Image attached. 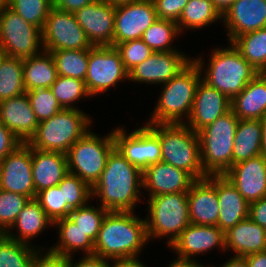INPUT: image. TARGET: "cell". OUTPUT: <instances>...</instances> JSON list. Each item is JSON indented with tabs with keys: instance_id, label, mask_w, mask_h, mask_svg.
<instances>
[{
	"instance_id": "obj_34",
	"label": "cell",
	"mask_w": 266,
	"mask_h": 267,
	"mask_svg": "<svg viewBox=\"0 0 266 267\" xmlns=\"http://www.w3.org/2000/svg\"><path fill=\"white\" fill-rule=\"evenodd\" d=\"M231 43L258 73H266V27L237 36Z\"/></svg>"
},
{
	"instance_id": "obj_6",
	"label": "cell",
	"mask_w": 266,
	"mask_h": 267,
	"mask_svg": "<svg viewBox=\"0 0 266 267\" xmlns=\"http://www.w3.org/2000/svg\"><path fill=\"white\" fill-rule=\"evenodd\" d=\"M91 120L90 114L78 108L63 109L40 121L35 135L27 144L38 150L67 154L70 147L90 130Z\"/></svg>"
},
{
	"instance_id": "obj_25",
	"label": "cell",
	"mask_w": 266,
	"mask_h": 267,
	"mask_svg": "<svg viewBox=\"0 0 266 267\" xmlns=\"http://www.w3.org/2000/svg\"><path fill=\"white\" fill-rule=\"evenodd\" d=\"M32 178L36 194L57 186L69 172L67 154L42 151L31 147Z\"/></svg>"
},
{
	"instance_id": "obj_23",
	"label": "cell",
	"mask_w": 266,
	"mask_h": 267,
	"mask_svg": "<svg viewBox=\"0 0 266 267\" xmlns=\"http://www.w3.org/2000/svg\"><path fill=\"white\" fill-rule=\"evenodd\" d=\"M142 179L144 190L149 192L148 197L188 192L195 181L188 172L162 161L146 168Z\"/></svg>"
},
{
	"instance_id": "obj_39",
	"label": "cell",
	"mask_w": 266,
	"mask_h": 267,
	"mask_svg": "<svg viewBox=\"0 0 266 267\" xmlns=\"http://www.w3.org/2000/svg\"><path fill=\"white\" fill-rule=\"evenodd\" d=\"M63 109H77L73 104L80 98L90 97L84 80L58 75L50 87Z\"/></svg>"
},
{
	"instance_id": "obj_35",
	"label": "cell",
	"mask_w": 266,
	"mask_h": 267,
	"mask_svg": "<svg viewBox=\"0 0 266 267\" xmlns=\"http://www.w3.org/2000/svg\"><path fill=\"white\" fill-rule=\"evenodd\" d=\"M24 93L23 59L3 55L0 59V102Z\"/></svg>"
},
{
	"instance_id": "obj_19",
	"label": "cell",
	"mask_w": 266,
	"mask_h": 267,
	"mask_svg": "<svg viewBox=\"0 0 266 267\" xmlns=\"http://www.w3.org/2000/svg\"><path fill=\"white\" fill-rule=\"evenodd\" d=\"M250 204L266 197V157L258 155L233 164L224 174Z\"/></svg>"
},
{
	"instance_id": "obj_59",
	"label": "cell",
	"mask_w": 266,
	"mask_h": 267,
	"mask_svg": "<svg viewBox=\"0 0 266 267\" xmlns=\"http://www.w3.org/2000/svg\"><path fill=\"white\" fill-rule=\"evenodd\" d=\"M103 2H106L110 5H120V4H125V3H130L138 0H101Z\"/></svg>"
},
{
	"instance_id": "obj_7",
	"label": "cell",
	"mask_w": 266,
	"mask_h": 267,
	"mask_svg": "<svg viewBox=\"0 0 266 267\" xmlns=\"http://www.w3.org/2000/svg\"><path fill=\"white\" fill-rule=\"evenodd\" d=\"M239 119L230 110L198 131L204 173L224 175L232 167V152Z\"/></svg>"
},
{
	"instance_id": "obj_16",
	"label": "cell",
	"mask_w": 266,
	"mask_h": 267,
	"mask_svg": "<svg viewBox=\"0 0 266 267\" xmlns=\"http://www.w3.org/2000/svg\"><path fill=\"white\" fill-rule=\"evenodd\" d=\"M186 56L181 50L154 52L129 72V80L151 85L164 84L182 71L194 58Z\"/></svg>"
},
{
	"instance_id": "obj_10",
	"label": "cell",
	"mask_w": 266,
	"mask_h": 267,
	"mask_svg": "<svg viewBox=\"0 0 266 267\" xmlns=\"http://www.w3.org/2000/svg\"><path fill=\"white\" fill-rule=\"evenodd\" d=\"M41 49V29L8 6L0 12V51L4 55L25 59L40 54Z\"/></svg>"
},
{
	"instance_id": "obj_3",
	"label": "cell",
	"mask_w": 266,
	"mask_h": 267,
	"mask_svg": "<svg viewBox=\"0 0 266 267\" xmlns=\"http://www.w3.org/2000/svg\"><path fill=\"white\" fill-rule=\"evenodd\" d=\"M201 73L192 60L176 76L162 84L160 98L146 124H185L192 112L196 88L202 79Z\"/></svg>"
},
{
	"instance_id": "obj_60",
	"label": "cell",
	"mask_w": 266,
	"mask_h": 267,
	"mask_svg": "<svg viewBox=\"0 0 266 267\" xmlns=\"http://www.w3.org/2000/svg\"><path fill=\"white\" fill-rule=\"evenodd\" d=\"M7 7V0H0V12Z\"/></svg>"
},
{
	"instance_id": "obj_24",
	"label": "cell",
	"mask_w": 266,
	"mask_h": 267,
	"mask_svg": "<svg viewBox=\"0 0 266 267\" xmlns=\"http://www.w3.org/2000/svg\"><path fill=\"white\" fill-rule=\"evenodd\" d=\"M0 122L22 143L30 141L35 135L39 121L27 93L0 102Z\"/></svg>"
},
{
	"instance_id": "obj_40",
	"label": "cell",
	"mask_w": 266,
	"mask_h": 267,
	"mask_svg": "<svg viewBox=\"0 0 266 267\" xmlns=\"http://www.w3.org/2000/svg\"><path fill=\"white\" fill-rule=\"evenodd\" d=\"M57 186L62 189L63 203H66L71 211L89 204L90 199H93L92 187L70 172Z\"/></svg>"
},
{
	"instance_id": "obj_54",
	"label": "cell",
	"mask_w": 266,
	"mask_h": 267,
	"mask_svg": "<svg viewBox=\"0 0 266 267\" xmlns=\"http://www.w3.org/2000/svg\"><path fill=\"white\" fill-rule=\"evenodd\" d=\"M194 259L195 257L193 259L178 257L176 260L170 263L168 267H205L204 265L199 264L197 260ZM208 267H213V266H208Z\"/></svg>"
},
{
	"instance_id": "obj_13",
	"label": "cell",
	"mask_w": 266,
	"mask_h": 267,
	"mask_svg": "<svg viewBox=\"0 0 266 267\" xmlns=\"http://www.w3.org/2000/svg\"><path fill=\"white\" fill-rule=\"evenodd\" d=\"M121 127L114 129L115 148L142 172L151 164L161 161L159 138L146 126L128 132Z\"/></svg>"
},
{
	"instance_id": "obj_52",
	"label": "cell",
	"mask_w": 266,
	"mask_h": 267,
	"mask_svg": "<svg viewBox=\"0 0 266 267\" xmlns=\"http://www.w3.org/2000/svg\"><path fill=\"white\" fill-rule=\"evenodd\" d=\"M94 0H52V6L63 11L75 13L82 7L89 5Z\"/></svg>"
},
{
	"instance_id": "obj_2",
	"label": "cell",
	"mask_w": 266,
	"mask_h": 267,
	"mask_svg": "<svg viewBox=\"0 0 266 267\" xmlns=\"http://www.w3.org/2000/svg\"><path fill=\"white\" fill-rule=\"evenodd\" d=\"M134 214V211H108L94 242L93 254L111 262L139 257L149 239L145 219Z\"/></svg>"
},
{
	"instance_id": "obj_44",
	"label": "cell",
	"mask_w": 266,
	"mask_h": 267,
	"mask_svg": "<svg viewBox=\"0 0 266 267\" xmlns=\"http://www.w3.org/2000/svg\"><path fill=\"white\" fill-rule=\"evenodd\" d=\"M26 93L39 122L63 110L50 88H38Z\"/></svg>"
},
{
	"instance_id": "obj_53",
	"label": "cell",
	"mask_w": 266,
	"mask_h": 267,
	"mask_svg": "<svg viewBox=\"0 0 266 267\" xmlns=\"http://www.w3.org/2000/svg\"><path fill=\"white\" fill-rule=\"evenodd\" d=\"M248 267H266V250L244 256Z\"/></svg>"
},
{
	"instance_id": "obj_21",
	"label": "cell",
	"mask_w": 266,
	"mask_h": 267,
	"mask_svg": "<svg viewBox=\"0 0 266 267\" xmlns=\"http://www.w3.org/2000/svg\"><path fill=\"white\" fill-rule=\"evenodd\" d=\"M178 257L193 259L219 247L225 250V232L218 226L195 225L190 223L169 246Z\"/></svg>"
},
{
	"instance_id": "obj_61",
	"label": "cell",
	"mask_w": 266,
	"mask_h": 267,
	"mask_svg": "<svg viewBox=\"0 0 266 267\" xmlns=\"http://www.w3.org/2000/svg\"><path fill=\"white\" fill-rule=\"evenodd\" d=\"M4 54L0 51V59H1V57L3 56Z\"/></svg>"
},
{
	"instance_id": "obj_48",
	"label": "cell",
	"mask_w": 266,
	"mask_h": 267,
	"mask_svg": "<svg viewBox=\"0 0 266 267\" xmlns=\"http://www.w3.org/2000/svg\"><path fill=\"white\" fill-rule=\"evenodd\" d=\"M39 248L40 250L38 249L32 257L30 267H67V257L54 253L49 249H46L48 251L45 253L43 251L45 249Z\"/></svg>"
},
{
	"instance_id": "obj_41",
	"label": "cell",
	"mask_w": 266,
	"mask_h": 267,
	"mask_svg": "<svg viewBox=\"0 0 266 267\" xmlns=\"http://www.w3.org/2000/svg\"><path fill=\"white\" fill-rule=\"evenodd\" d=\"M7 6L25 21L43 30L52 6V0H7Z\"/></svg>"
},
{
	"instance_id": "obj_47",
	"label": "cell",
	"mask_w": 266,
	"mask_h": 267,
	"mask_svg": "<svg viewBox=\"0 0 266 267\" xmlns=\"http://www.w3.org/2000/svg\"><path fill=\"white\" fill-rule=\"evenodd\" d=\"M158 19L178 22L189 0H152Z\"/></svg>"
},
{
	"instance_id": "obj_42",
	"label": "cell",
	"mask_w": 266,
	"mask_h": 267,
	"mask_svg": "<svg viewBox=\"0 0 266 267\" xmlns=\"http://www.w3.org/2000/svg\"><path fill=\"white\" fill-rule=\"evenodd\" d=\"M87 205L89 204L72 210L68 218L95 242L108 210L101 205L99 207Z\"/></svg>"
},
{
	"instance_id": "obj_27",
	"label": "cell",
	"mask_w": 266,
	"mask_h": 267,
	"mask_svg": "<svg viewBox=\"0 0 266 267\" xmlns=\"http://www.w3.org/2000/svg\"><path fill=\"white\" fill-rule=\"evenodd\" d=\"M234 256H246L266 250L265 228L249 217L238 222L225 232V250Z\"/></svg>"
},
{
	"instance_id": "obj_49",
	"label": "cell",
	"mask_w": 266,
	"mask_h": 267,
	"mask_svg": "<svg viewBox=\"0 0 266 267\" xmlns=\"http://www.w3.org/2000/svg\"><path fill=\"white\" fill-rule=\"evenodd\" d=\"M22 142L0 122V162Z\"/></svg>"
},
{
	"instance_id": "obj_9",
	"label": "cell",
	"mask_w": 266,
	"mask_h": 267,
	"mask_svg": "<svg viewBox=\"0 0 266 267\" xmlns=\"http://www.w3.org/2000/svg\"><path fill=\"white\" fill-rule=\"evenodd\" d=\"M114 148V130L104 137L88 130L67 152L69 172L93 187L100 179L108 155Z\"/></svg>"
},
{
	"instance_id": "obj_15",
	"label": "cell",
	"mask_w": 266,
	"mask_h": 267,
	"mask_svg": "<svg viewBox=\"0 0 266 267\" xmlns=\"http://www.w3.org/2000/svg\"><path fill=\"white\" fill-rule=\"evenodd\" d=\"M0 184L2 190L35 198L32 152L27 143L19 145L0 162Z\"/></svg>"
},
{
	"instance_id": "obj_18",
	"label": "cell",
	"mask_w": 266,
	"mask_h": 267,
	"mask_svg": "<svg viewBox=\"0 0 266 267\" xmlns=\"http://www.w3.org/2000/svg\"><path fill=\"white\" fill-rule=\"evenodd\" d=\"M189 219L195 225L217 226V175L195 180L187 192Z\"/></svg>"
},
{
	"instance_id": "obj_4",
	"label": "cell",
	"mask_w": 266,
	"mask_h": 267,
	"mask_svg": "<svg viewBox=\"0 0 266 267\" xmlns=\"http://www.w3.org/2000/svg\"><path fill=\"white\" fill-rule=\"evenodd\" d=\"M228 44L227 48L213 50L206 70L203 68L205 66L203 57L193 60L200 71L204 72L201 73L204 76L202 80L232 100L259 73L241 56L232 43Z\"/></svg>"
},
{
	"instance_id": "obj_45",
	"label": "cell",
	"mask_w": 266,
	"mask_h": 267,
	"mask_svg": "<svg viewBox=\"0 0 266 267\" xmlns=\"http://www.w3.org/2000/svg\"><path fill=\"white\" fill-rule=\"evenodd\" d=\"M35 199L53 222L68 217L71 212L67 204L63 203L62 189L58 186L38 192Z\"/></svg>"
},
{
	"instance_id": "obj_56",
	"label": "cell",
	"mask_w": 266,
	"mask_h": 267,
	"mask_svg": "<svg viewBox=\"0 0 266 267\" xmlns=\"http://www.w3.org/2000/svg\"><path fill=\"white\" fill-rule=\"evenodd\" d=\"M220 267H248L246 258L243 256H233Z\"/></svg>"
},
{
	"instance_id": "obj_12",
	"label": "cell",
	"mask_w": 266,
	"mask_h": 267,
	"mask_svg": "<svg viewBox=\"0 0 266 267\" xmlns=\"http://www.w3.org/2000/svg\"><path fill=\"white\" fill-rule=\"evenodd\" d=\"M42 45L45 51L89 50L92 47L74 13L55 7L50 9L46 18L42 30Z\"/></svg>"
},
{
	"instance_id": "obj_46",
	"label": "cell",
	"mask_w": 266,
	"mask_h": 267,
	"mask_svg": "<svg viewBox=\"0 0 266 267\" xmlns=\"http://www.w3.org/2000/svg\"><path fill=\"white\" fill-rule=\"evenodd\" d=\"M115 48L119 51L121 60L128 72L154 53L142 39L119 43Z\"/></svg>"
},
{
	"instance_id": "obj_58",
	"label": "cell",
	"mask_w": 266,
	"mask_h": 267,
	"mask_svg": "<svg viewBox=\"0 0 266 267\" xmlns=\"http://www.w3.org/2000/svg\"><path fill=\"white\" fill-rule=\"evenodd\" d=\"M262 123V141H261V151L262 155L266 157V117L261 120Z\"/></svg>"
},
{
	"instance_id": "obj_36",
	"label": "cell",
	"mask_w": 266,
	"mask_h": 267,
	"mask_svg": "<svg viewBox=\"0 0 266 267\" xmlns=\"http://www.w3.org/2000/svg\"><path fill=\"white\" fill-rule=\"evenodd\" d=\"M38 246L15 241L5 233L0 236V267H30Z\"/></svg>"
},
{
	"instance_id": "obj_28",
	"label": "cell",
	"mask_w": 266,
	"mask_h": 267,
	"mask_svg": "<svg viewBox=\"0 0 266 267\" xmlns=\"http://www.w3.org/2000/svg\"><path fill=\"white\" fill-rule=\"evenodd\" d=\"M231 110L239 120L266 117V73H259L248 82L231 100Z\"/></svg>"
},
{
	"instance_id": "obj_14",
	"label": "cell",
	"mask_w": 266,
	"mask_h": 267,
	"mask_svg": "<svg viewBox=\"0 0 266 267\" xmlns=\"http://www.w3.org/2000/svg\"><path fill=\"white\" fill-rule=\"evenodd\" d=\"M157 20L152 0H138L116 5L113 46L141 39L143 33Z\"/></svg>"
},
{
	"instance_id": "obj_11",
	"label": "cell",
	"mask_w": 266,
	"mask_h": 267,
	"mask_svg": "<svg viewBox=\"0 0 266 267\" xmlns=\"http://www.w3.org/2000/svg\"><path fill=\"white\" fill-rule=\"evenodd\" d=\"M123 80H129V72L124 67L119 51L114 46H92L84 80L90 97L107 92Z\"/></svg>"
},
{
	"instance_id": "obj_32",
	"label": "cell",
	"mask_w": 266,
	"mask_h": 267,
	"mask_svg": "<svg viewBox=\"0 0 266 267\" xmlns=\"http://www.w3.org/2000/svg\"><path fill=\"white\" fill-rule=\"evenodd\" d=\"M54 227L59 229V241L50 247V251L64 255L65 257L73 256L75 250H81L85 255H92L94 251V241L86 235L78 226L68 217L54 222Z\"/></svg>"
},
{
	"instance_id": "obj_55",
	"label": "cell",
	"mask_w": 266,
	"mask_h": 267,
	"mask_svg": "<svg viewBox=\"0 0 266 267\" xmlns=\"http://www.w3.org/2000/svg\"><path fill=\"white\" fill-rule=\"evenodd\" d=\"M112 267H146L138 257L113 261Z\"/></svg>"
},
{
	"instance_id": "obj_8",
	"label": "cell",
	"mask_w": 266,
	"mask_h": 267,
	"mask_svg": "<svg viewBox=\"0 0 266 267\" xmlns=\"http://www.w3.org/2000/svg\"><path fill=\"white\" fill-rule=\"evenodd\" d=\"M149 216L145 218L148 239L168 237L170 246L191 223L187 192L161 194L149 197Z\"/></svg>"
},
{
	"instance_id": "obj_38",
	"label": "cell",
	"mask_w": 266,
	"mask_h": 267,
	"mask_svg": "<svg viewBox=\"0 0 266 267\" xmlns=\"http://www.w3.org/2000/svg\"><path fill=\"white\" fill-rule=\"evenodd\" d=\"M51 52L60 76L85 80L89 50H57Z\"/></svg>"
},
{
	"instance_id": "obj_26",
	"label": "cell",
	"mask_w": 266,
	"mask_h": 267,
	"mask_svg": "<svg viewBox=\"0 0 266 267\" xmlns=\"http://www.w3.org/2000/svg\"><path fill=\"white\" fill-rule=\"evenodd\" d=\"M219 216L217 226L224 232L249 217V203L224 175H217Z\"/></svg>"
},
{
	"instance_id": "obj_17",
	"label": "cell",
	"mask_w": 266,
	"mask_h": 267,
	"mask_svg": "<svg viewBox=\"0 0 266 267\" xmlns=\"http://www.w3.org/2000/svg\"><path fill=\"white\" fill-rule=\"evenodd\" d=\"M74 15L92 46H113L115 5L94 0Z\"/></svg>"
},
{
	"instance_id": "obj_30",
	"label": "cell",
	"mask_w": 266,
	"mask_h": 267,
	"mask_svg": "<svg viewBox=\"0 0 266 267\" xmlns=\"http://www.w3.org/2000/svg\"><path fill=\"white\" fill-rule=\"evenodd\" d=\"M58 77L56 63L51 52L23 59V83L26 92L38 88H50Z\"/></svg>"
},
{
	"instance_id": "obj_51",
	"label": "cell",
	"mask_w": 266,
	"mask_h": 267,
	"mask_svg": "<svg viewBox=\"0 0 266 267\" xmlns=\"http://www.w3.org/2000/svg\"><path fill=\"white\" fill-rule=\"evenodd\" d=\"M249 218L266 229V197L250 203Z\"/></svg>"
},
{
	"instance_id": "obj_43",
	"label": "cell",
	"mask_w": 266,
	"mask_h": 267,
	"mask_svg": "<svg viewBox=\"0 0 266 267\" xmlns=\"http://www.w3.org/2000/svg\"><path fill=\"white\" fill-rule=\"evenodd\" d=\"M28 201L29 198L25 195L0 190V232L2 234L10 230Z\"/></svg>"
},
{
	"instance_id": "obj_20",
	"label": "cell",
	"mask_w": 266,
	"mask_h": 267,
	"mask_svg": "<svg viewBox=\"0 0 266 267\" xmlns=\"http://www.w3.org/2000/svg\"><path fill=\"white\" fill-rule=\"evenodd\" d=\"M229 43L237 36L266 27V0H236L222 15Z\"/></svg>"
},
{
	"instance_id": "obj_50",
	"label": "cell",
	"mask_w": 266,
	"mask_h": 267,
	"mask_svg": "<svg viewBox=\"0 0 266 267\" xmlns=\"http://www.w3.org/2000/svg\"><path fill=\"white\" fill-rule=\"evenodd\" d=\"M73 257H67V267H112L111 260L104 259L98 255H84L78 262L73 263Z\"/></svg>"
},
{
	"instance_id": "obj_1",
	"label": "cell",
	"mask_w": 266,
	"mask_h": 267,
	"mask_svg": "<svg viewBox=\"0 0 266 267\" xmlns=\"http://www.w3.org/2000/svg\"><path fill=\"white\" fill-rule=\"evenodd\" d=\"M142 173L114 148L92 187V197L99 198L100 205L108 211H135L143 193Z\"/></svg>"
},
{
	"instance_id": "obj_37",
	"label": "cell",
	"mask_w": 266,
	"mask_h": 267,
	"mask_svg": "<svg viewBox=\"0 0 266 267\" xmlns=\"http://www.w3.org/2000/svg\"><path fill=\"white\" fill-rule=\"evenodd\" d=\"M179 34L181 33L176 22L158 19L143 33L141 39L153 52H167L177 50L172 46Z\"/></svg>"
},
{
	"instance_id": "obj_22",
	"label": "cell",
	"mask_w": 266,
	"mask_h": 267,
	"mask_svg": "<svg viewBox=\"0 0 266 267\" xmlns=\"http://www.w3.org/2000/svg\"><path fill=\"white\" fill-rule=\"evenodd\" d=\"M230 110L231 100L201 79L196 88L192 112L185 124L198 132Z\"/></svg>"
},
{
	"instance_id": "obj_5",
	"label": "cell",
	"mask_w": 266,
	"mask_h": 267,
	"mask_svg": "<svg viewBox=\"0 0 266 267\" xmlns=\"http://www.w3.org/2000/svg\"><path fill=\"white\" fill-rule=\"evenodd\" d=\"M159 138L161 161L188 172L195 180L206 178L201 164L198 133L186 124H146Z\"/></svg>"
},
{
	"instance_id": "obj_57",
	"label": "cell",
	"mask_w": 266,
	"mask_h": 267,
	"mask_svg": "<svg viewBox=\"0 0 266 267\" xmlns=\"http://www.w3.org/2000/svg\"><path fill=\"white\" fill-rule=\"evenodd\" d=\"M215 8L221 13L224 12L236 1V0H212Z\"/></svg>"
},
{
	"instance_id": "obj_33",
	"label": "cell",
	"mask_w": 266,
	"mask_h": 267,
	"mask_svg": "<svg viewBox=\"0 0 266 267\" xmlns=\"http://www.w3.org/2000/svg\"><path fill=\"white\" fill-rule=\"evenodd\" d=\"M218 20L221 22L222 15L215 8L212 0H189L183 8L177 25L182 33L184 28L185 30L200 29Z\"/></svg>"
},
{
	"instance_id": "obj_29",
	"label": "cell",
	"mask_w": 266,
	"mask_h": 267,
	"mask_svg": "<svg viewBox=\"0 0 266 267\" xmlns=\"http://www.w3.org/2000/svg\"><path fill=\"white\" fill-rule=\"evenodd\" d=\"M54 225V222L45 213L40 203L34 198L29 199L21 212L19 213L15 223L11 226L5 234L15 241L23 243H31L32 238L38 236L47 228V226ZM16 228L18 235L13 233Z\"/></svg>"
},
{
	"instance_id": "obj_31",
	"label": "cell",
	"mask_w": 266,
	"mask_h": 267,
	"mask_svg": "<svg viewBox=\"0 0 266 267\" xmlns=\"http://www.w3.org/2000/svg\"><path fill=\"white\" fill-rule=\"evenodd\" d=\"M261 141V120H239L233 142L232 165L262 155Z\"/></svg>"
}]
</instances>
